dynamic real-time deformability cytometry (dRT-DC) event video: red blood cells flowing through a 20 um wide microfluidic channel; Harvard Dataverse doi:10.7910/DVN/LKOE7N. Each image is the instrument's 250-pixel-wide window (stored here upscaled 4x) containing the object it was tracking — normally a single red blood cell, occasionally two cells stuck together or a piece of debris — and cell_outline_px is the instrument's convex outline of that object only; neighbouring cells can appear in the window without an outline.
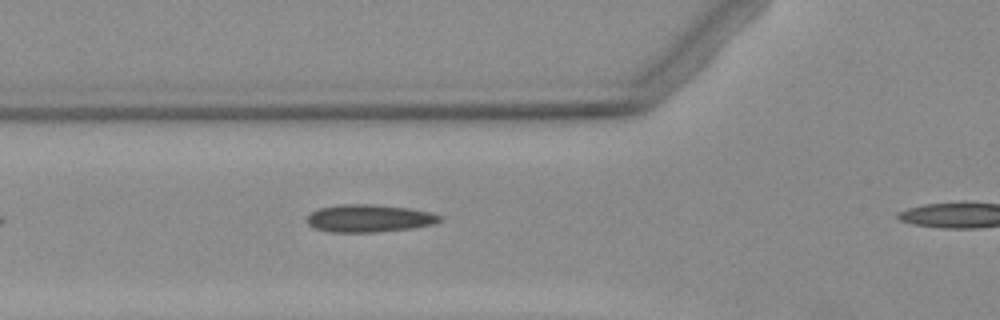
{"species": "Egyptian fruit bat (a non-hibernating species)", "species_latin": "Rousettus aegyptiacus", "temperature_condition": "warm", "stored_images_in_passage": 4, "segment_of_instrument_passage": [1, 2], "camera_frame_rate_fps": 3000, "um_per_image_px": 0.085, "animal": {"sex": "female"}, "frame": {"image": 1, "passage_image": 3, "time_ms": 3.0, "image_size_px": [1000, 320], "cell_outline_px": [[440, 220], [432, 224], [412, 228], [376, 232], [332, 232], [316, 228], [308, 224], [308, 216], [312, 212], [320, 208], [340, 204], [372, 204], [408, 208], [428, 212], [440, 216]], "centroid_in_image_um": [31.35, 18.55], "position_along_channel_um": 94.5, "area_um2": 20.98}}